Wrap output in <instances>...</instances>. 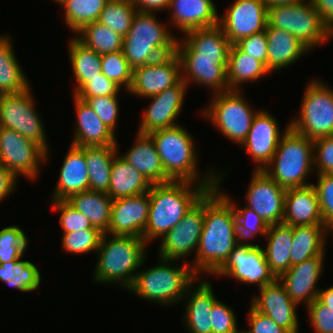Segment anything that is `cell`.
Segmentation results:
<instances>
[{"label": "cell", "instance_id": "cell-1", "mask_svg": "<svg viewBox=\"0 0 333 333\" xmlns=\"http://www.w3.org/2000/svg\"><path fill=\"white\" fill-rule=\"evenodd\" d=\"M221 171L215 188L204 195V225L195 253L193 271L214 274L240 242L232 203L221 193Z\"/></svg>", "mask_w": 333, "mask_h": 333}, {"label": "cell", "instance_id": "cell-2", "mask_svg": "<svg viewBox=\"0 0 333 333\" xmlns=\"http://www.w3.org/2000/svg\"><path fill=\"white\" fill-rule=\"evenodd\" d=\"M215 187L216 185H202L190 181L152 184L148 191L150 206L144 230L145 242L162 238L208 190Z\"/></svg>", "mask_w": 333, "mask_h": 333}, {"label": "cell", "instance_id": "cell-3", "mask_svg": "<svg viewBox=\"0 0 333 333\" xmlns=\"http://www.w3.org/2000/svg\"><path fill=\"white\" fill-rule=\"evenodd\" d=\"M104 233L97 250V262L93 278L99 283H113L128 289L137 269L145 264L147 243L134 236Z\"/></svg>", "mask_w": 333, "mask_h": 333}, {"label": "cell", "instance_id": "cell-4", "mask_svg": "<svg viewBox=\"0 0 333 333\" xmlns=\"http://www.w3.org/2000/svg\"><path fill=\"white\" fill-rule=\"evenodd\" d=\"M161 158L166 175L172 181H190L202 185H217L218 174L213 170L207 171L201 177L198 172V156L195 141L181 125L157 130L148 134Z\"/></svg>", "mask_w": 333, "mask_h": 333}, {"label": "cell", "instance_id": "cell-5", "mask_svg": "<svg viewBox=\"0 0 333 333\" xmlns=\"http://www.w3.org/2000/svg\"><path fill=\"white\" fill-rule=\"evenodd\" d=\"M158 258L160 261L158 265L145 271L138 270L132 285L127 290L141 299L160 303L162 306L179 303L183 300L187 289L192 284L195 285L199 276L186 261L184 265L173 267L176 260Z\"/></svg>", "mask_w": 333, "mask_h": 333}, {"label": "cell", "instance_id": "cell-6", "mask_svg": "<svg viewBox=\"0 0 333 333\" xmlns=\"http://www.w3.org/2000/svg\"><path fill=\"white\" fill-rule=\"evenodd\" d=\"M156 18L154 12L137 11L123 37L122 52L132 69L175 53L177 38Z\"/></svg>", "mask_w": 333, "mask_h": 333}, {"label": "cell", "instance_id": "cell-7", "mask_svg": "<svg viewBox=\"0 0 333 333\" xmlns=\"http://www.w3.org/2000/svg\"><path fill=\"white\" fill-rule=\"evenodd\" d=\"M275 154L263 171L284 189L312 185L306 180L314 170L313 140L287 124Z\"/></svg>", "mask_w": 333, "mask_h": 333}, {"label": "cell", "instance_id": "cell-8", "mask_svg": "<svg viewBox=\"0 0 333 333\" xmlns=\"http://www.w3.org/2000/svg\"><path fill=\"white\" fill-rule=\"evenodd\" d=\"M268 25L291 33L309 50L333 38L312 0L268 7Z\"/></svg>", "mask_w": 333, "mask_h": 333}, {"label": "cell", "instance_id": "cell-9", "mask_svg": "<svg viewBox=\"0 0 333 333\" xmlns=\"http://www.w3.org/2000/svg\"><path fill=\"white\" fill-rule=\"evenodd\" d=\"M241 90L213 94L202 115L219 129L231 142L242 144L259 110L247 103Z\"/></svg>", "mask_w": 333, "mask_h": 333}, {"label": "cell", "instance_id": "cell-10", "mask_svg": "<svg viewBox=\"0 0 333 333\" xmlns=\"http://www.w3.org/2000/svg\"><path fill=\"white\" fill-rule=\"evenodd\" d=\"M302 98L299 117L291 119L290 127L311 140L333 135L332 87L313 79Z\"/></svg>", "mask_w": 333, "mask_h": 333}, {"label": "cell", "instance_id": "cell-11", "mask_svg": "<svg viewBox=\"0 0 333 333\" xmlns=\"http://www.w3.org/2000/svg\"><path fill=\"white\" fill-rule=\"evenodd\" d=\"M31 89L18 94H0V127L12 129L40 145L46 151L47 161L50 148L42 117L35 109V97Z\"/></svg>", "mask_w": 333, "mask_h": 333}, {"label": "cell", "instance_id": "cell-12", "mask_svg": "<svg viewBox=\"0 0 333 333\" xmlns=\"http://www.w3.org/2000/svg\"><path fill=\"white\" fill-rule=\"evenodd\" d=\"M240 241L230 253L225 263L213 274L228 277L248 284H256L259 289L274 282L277 278L271 272L260 244ZM254 243V244H253Z\"/></svg>", "mask_w": 333, "mask_h": 333}, {"label": "cell", "instance_id": "cell-13", "mask_svg": "<svg viewBox=\"0 0 333 333\" xmlns=\"http://www.w3.org/2000/svg\"><path fill=\"white\" fill-rule=\"evenodd\" d=\"M46 162V151L18 132L0 127V165L15 176L34 180L39 177L40 163Z\"/></svg>", "mask_w": 333, "mask_h": 333}, {"label": "cell", "instance_id": "cell-14", "mask_svg": "<svg viewBox=\"0 0 333 333\" xmlns=\"http://www.w3.org/2000/svg\"><path fill=\"white\" fill-rule=\"evenodd\" d=\"M204 225V196L186 213L182 220L162 238L160 258L183 260L198 248Z\"/></svg>", "mask_w": 333, "mask_h": 333}, {"label": "cell", "instance_id": "cell-15", "mask_svg": "<svg viewBox=\"0 0 333 333\" xmlns=\"http://www.w3.org/2000/svg\"><path fill=\"white\" fill-rule=\"evenodd\" d=\"M268 6L264 0H235L218 25L223 29L231 45L243 38L266 30Z\"/></svg>", "mask_w": 333, "mask_h": 333}, {"label": "cell", "instance_id": "cell-16", "mask_svg": "<svg viewBox=\"0 0 333 333\" xmlns=\"http://www.w3.org/2000/svg\"><path fill=\"white\" fill-rule=\"evenodd\" d=\"M181 79L180 60L178 55L173 53L155 62L134 68L128 92L146 99L162 93Z\"/></svg>", "mask_w": 333, "mask_h": 333}, {"label": "cell", "instance_id": "cell-17", "mask_svg": "<svg viewBox=\"0 0 333 333\" xmlns=\"http://www.w3.org/2000/svg\"><path fill=\"white\" fill-rule=\"evenodd\" d=\"M286 189L263 170H255L246 192V207L253 209L268 225L281 224L284 217Z\"/></svg>", "mask_w": 333, "mask_h": 333}, {"label": "cell", "instance_id": "cell-18", "mask_svg": "<svg viewBox=\"0 0 333 333\" xmlns=\"http://www.w3.org/2000/svg\"><path fill=\"white\" fill-rule=\"evenodd\" d=\"M187 84L181 79L176 85L165 89L162 93L147 97L152 99L142 115L138 132H151L178 125L175 121L184 104Z\"/></svg>", "mask_w": 333, "mask_h": 333}, {"label": "cell", "instance_id": "cell-19", "mask_svg": "<svg viewBox=\"0 0 333 333\" xmlns=\"http://www.w3.org/2000/svg\"><path fill=\"white\" fill-rule=\"evenodd\" d=\"M149 206L148 192L113 200L110 224L106 233L144 239Z\"/></svg>", "mask_w": 333, "mask_h": 333}, {"label": "cell", "instance_id": "cell-20", "mask_svg": "<svg viewBox=\"0 0 333 333\" xmlns=\"http://www.w3.org/2000/svg\"><path fill=\"white\" fill-rule=\"evenodd\" d=\"M282 136L279 124L272 114L260 109L252 121L246 139L241 144L252 156L253 161L257 162L255 170H263L271 161Z\"/></svg>", "mask_w": 333, "mask_h": 333}, {"label": "cell", "instance_id": "cell-21", "mask_svg": "<svg viewBox=\"0 0 333 333\" xmlns=\"http://www.w3.org/2000/svg\"><path fill=\"white\" fill-rule=\"evenodd\" d=\"M324 256L325 254H320L295 264L277 278L298 306L303 302L307 307L317 299L320 290L317 282L324 270Z\"/></svg>", "mask_w": 333, "mask_h": 333}, {"label": "cell", "instance_id": "cell-22", "mask_svg": "<svg viewBox=\"0 0 333 333\" xmlns=\"http://www.w3.org/2000/svg\"><path fill=\"white\" fill-rule=\"evenodd\" d=\"M259 291L260 294L252 298L250 305L290 333H299L296 314L298 305L289 297L279 280L264 285Z\"/></svg>", "mask_w": 333, "mask_h": 333}, {"label": "cell", "instance_id": "cell-23", "mask_svg": "<svg viewBox=\"0 0 333 333\" xmlns=\"http://www.w3.org/2000/svg\"><path fill=\"white\" fill-rule=\"evenodd\" d=\"M184 35L182 42L177 37L175 53L178 57L228 59L231 44L219 25L189 30Z\"/></svg>", "mask_w": 333, "mask_h": 333}, {"label": "cell", "instance_id": "cell-24", "mask_svg": "<svg viewBox=\"0 0 333 333\" xmlns=\"http://www.w3.org/2000/svg\"><path fill=\"white\" fill-rule=\"evenodd\" d=\"M182 80L189 86L199 84L210 88L214 94L229 91L227 84L228 59L207 57H179ZM192 81V82H191Z\"/></svg>", "mask_w": 333, "mask_h": 333}, {"label": "cell", "instance_id": "cell-25", "mask_svg": "<svg viewBox=\"0 0 333 333\" xmlns=\"http://www.w3.org/2000/svg\"><path fill=\"white\" fill-rule=\"evenodd\" d=\"M89 190L85 147L70 144L51 201L67 200L71 195Z\"/></svg>", "mask_w": 333, "mask_h": 333}, {"label": "cell", "instance_id": "cell-26", "mask_svg": "<svg viewBox=\"0 0 333 333\" xmlns=\"http://www.w3.org/2000/svg\"><path fill=\"white\" fill-rule=\"evenodd\" d=\"M168 11L172 25L183 34L189 30L212 27L219 22L213 0H171Z\"/></svg>", "mask_w": 333, "mask_h": 333}, {"label": "cell", "instance_id": "cell-27", "mask_svg": "<svg viewBox=\"0 0 333 333\" xmlns=\"http://www.w3.org/2000/svg\"><path fill=\"white\" fill-rule=\"evenodd\" d=\"M74 98L76 127L72 145L78 147L117 145L116 134L109 129L85 101Z\"/></svg>", "mask_w": 333, "mask_h": 333}, {"label": "cell", "instance_id": "cell-28", "mask_svg": "<svg viewBox=\"0 0 333 333\" xmlns=\"http://www.w3.org/2000/svg\"><path fill=\"white\" fill-rule=\"evenodd\" d=\"M290 226L324 225L312 185L286 189L283 222Z\"/></svg>", "mask_w": 333, "mask_h": 333}, {"label": "cell", "instance_id": "cell-29", "mask_svg": "<svg viewBox=\"0 0 333 333\" xmlns=\"http://www.w3.org/2000/svg\"><path fill=\"white\" fill-rule=\"evenodd\" d=\"M197 282L199 283L198 287L194 289L192 284L183 298V301L185 299L186 302L184 305L185 315L182 320L185 321L184 324L189 333H212L210 314L217 297H215L211 282L208 280Z\"/></svg>", "mask_w": 333, "mask_h": 333}, {"label": "cell", "instance_id": "cell-30", "mask_svg": "<svg viewBox=\"0 0 333 333\" xmlns=\"http://www.w3.org/2000/svg\"><path fill=\"white\" fill-rule=\"evenodd\" d=\"M268 54L267 69L272 73L293 65L309 49L295 36L283 29L266 27Z\"/></svg>", "mask_w": 333, "mask_h": 333}, {"label": "cell", "instance_id": "cell-31", "mask_svg": "<svg viewBox=\"0 0 333 333\" xmlns=\"http://www.w3.org/2000/svg\"><path fill=\"white\" fill-rule=\"evenodd\" d=\"M121 157L147 177L152 184L172 181L166 175L155 144L148 134L137 132L133 147Z\"/></svg>", "mask_w": 333, "mask_h": 333}, {"label": "cell", "instance_id": "cell-32", "mask_svg": "<svg viewBox=\"0 0 333 333\" xmlns=\"http://www.w3.org/2000/svg\"><path fill=\"white\" fill-rule=\"evenodd\" d=\"M152 183L118 153L114 156L107 194L113 200L147 193Z\"/></svg>", "mask_w": 333, "mask_h": 333}, {"label": "cell", "instance_id": "cell-33", "mask_svg": "<svg viewBox=\"0 0 333 333\" xmlns=\"http://www.w3.org/2000/svg\"><path fill=\"white\" fill-rule=\"evenodd\" d=\"M268 242L263 248L265 259L271 272L278 278L291 267L290 252L293 241V226L271 224L265 234Z\"/></svg>", "mask_w": 333, "mask_h": 333}, {"label": "cell", "instance_id": "cell-34", "mask_svg": "<svg viewBox=\"0 0 333 333\" xmlns=\"http://www.w3.org/2000/svg\"><path fill=\"white\" fill-rule=\"evenodd\" d=\"M267 75L271 72L262 61L241 51L235 44L230 46L227 66L229 90H240L244 82H256Z\"/></svg>", "mask_w": 333, "mask_h": 333}, {"label": "cell", "instance_id": "cell-35", "mask_svg": "<svg viewBox=\"0 0 333 333\" xmlns=\"http://www.w3.org/2000/svg\"><path fill=\"white\" fill-rule=\"evenodd\" d=\"M76 211L84 214L92 224L106 233L111 219L113 199L105 192L84 191L65 200Z\"/></svg>", "mask_w": 333, "mask_h": 333}, {"label": "cell", "instance_id": "cell-36", "mask_svg": "<svg viewBox=\"0 0 333 333\" xmlns=\"http://www.w3.org/2000/svg\"><path fill=\"white\" fill-rule=\"evenodd\" d=\"M330 232L325 225L293 226L291 266L325 254V239Z\"/></svg>", "mask_w": 333, "mask_h": 333}, {"label": "cell", "instance_id": "cell-37", "mask_svg": "<svg viewBox=\"0 0 333 333\" xmlns=\"http://www.w3.org/2000/svg\"><path fill=\"white\" fill-rule=\"evenodd\" d=\"M11 41L9 35L0 36V94H18L30 88Z\"/></svg>", "mask_w": 333, "mask_h": 333}, {"label": "cell", "instance_id": "cell-38", "mask_svg": "<svg viewBox=\"0 0 333 333\" xmlns=\"http://www.w3.org/2000/svg\"><path fill=\"white\" fill-rule=\"evenodd\" d=\"M118 145L85 147L89 191L108 192L112 162L114 156L119 152Z\"/></svg>", "mask_w": 333, "mask_h": 333}, {"label": "cell", "instance_id": "cell-39", "mask_svg": "<svg viewBox=\"0 0 333 333\" xmlns=\"http://www.w3.org/2000/svg\"><path fill=\"white\" fill-rule=\"evenodd\" d=\"M69 42V57L76 80L75 94L87 81L102 73L101 55L85 47L75 37Z\"/></svg>", "mask_w": 333, "mask_h": 333}, {"label": "cell", "instance_id": "cell-40", "mask_svg": "<svg viewBox=\"0 0 333 333\" xmlns=\"http://www.w3.org/2000/svg\"><path fill=\"white\" fill-rule=\"evenodd\" d=\"M75 34L80 43L100 55L122 50L123 37L98 21L86 24Z\"/></svg>", "mask_w": 333, "mask_h": 333}, {"label": "cell", "instance_id": "cell-41", "mask_svg": "<svg viewBox=\"0 0 333 333\" xmlns=\"http://www.w3.org/2000/svg\"><path fill=\"white\" fill-rule=\"evenodd\" d=\"M109 0H63L59 5L64 9V22L74 33L86 24L98 20Z\"/></svg>", "mask_w": 333, "mask_h": 333}, {"label": "cell", "instance_id": "cell-42", "mask_svg": "<svg viewBox=\"0 0 333 333\" xmlns=\"http://www.w3.org/2000/svg\"><path fill=\"white\" fill-rule=\"evenodd\" d=\"M136 12L131 0H109L97 21L124 37L131 28Z\"/></svg>", "mask_w": 333, "mask_h": 333}, {"label": "cell", "instance_id": "cell-43", "mask_svg": "<svg viewBox=\"0 0 333 333\" xmlns=\"http://www.w3.org/2000/svg\"><path fill=\"white\" fill-rule=\"evenodd\" d=\"M28 246V237L18 226L11 225L0 230V264L18 261Z\"/></svg>", "mask_w": 333, "mask_h": 333}, {"label": "cell", "instance_id": "cell-44", "mask_svg": "<svg viewBox=\"0 0 333 333\" xmlns=\"http://www.w3.org/2000/svg\"><path fill=\"white\" fill-rule=\"evenodd\" d=\"M222 194L233 205L237 221V234L240 241L248 242L249 238H255L257 234H261L264 238L269 225L253 209L246 206L243 208L238 207L227 194L223 192Z\"/></svg>", "mask_w": 333, "mask_h": 333}, {"label": "cell", "instance_id": "cell-45", "mask_svg": "<svg viewBox=\"0 0 333 333\" xmlns=\"http://www.w3.org/2000/svg\"><path fill=\"white\" fill-rule=\"evenodd\" d=\"M102 74L120 87L129 90L132 83L133 69L130 67L122 50L101 55Z\"/></svg>", "mask_w": 333, "mask_h": 333}, {"label": "cell", "instance_id": "cell-46", "mask_svg": "<svg viewBox=\"0 0 333 333\" xmlns=\"http://www.w3.org/2000/svg\"><path fill=\"white\" fill-rule=\"evenodd\" d=\"M104 232L99 228H86L62 234V248L71 254L97 252Z\"/></svg>", "mask_w": 333, "mask_h": 333}, {"label": "cell", "instance_id": "cell-47", "mask_svg": "<svg viewBox=\"0 0 333 333\" xmlns=\"http://www.w3.org/2000/svg\"><path fill=\"white\" fill-rule=\"evenodd\" d=\"M10 278L5 283L23 293L38 290L41 284L40 271L28 260L11 261Z\"/></svg>", "mask_w": 333, "mask_h": 333}, {"label": "cell", "instance_id": "cell-48", "mask_svg": "<svg viewBox=\"0 0 333 333\" xmlns=\"http://www.w3.org/2000/svg\"><path fill=\"white\" fill-rule=\"evenodd\" d=\"M92 108L100 120L115 133L119 117L118 96L77 97Z\"/></svg>", "mask_w": 333, "mask_h": 333}, {"label": "cell", "instance_id": "cell-49", "mask_svg": "<svg viewBox=\"0 0 333 333\" xmlns=\"http://www.w3.org/2000/svg\"><path fill=\"white\" fill-rule=\"evenodd\" d=\"M316 184L312 183L320 204L324 225L333 231V174H317Z\"/></svg>", "mask_w": 333, "mask_h": 333}, {"label": "cell", "instance_id": "cell-50", "mask_svg": "<svg viewBox=\"0 0 333 333\" xmlns=\"http://www.w3.org/2000/svg\"><path fill=\"white\" fill-rule=\"evenodd\" d=\"M56 212H60V225L63 233L76 232L86 228H97L92 226L89 219L81 212L72 208L65 200L51 201Z\"/></svg>", "mask_w": 333, "mask_h": 333}, {"label": "cell", "instance_id": "cell-51", "mask_svg": "<svg viewBox=\"0 0 333 333\" xmlns=\"http://www.w3.org/2000/svg\"><path fill=\"white\" fill-rule=\"evenodd\" d=\"M210 316L212 333H242L238 330L234 310L220 300L213 303Z\"/></svg>", "mask_w": 333, "mask_h": 333}, {"label": "cell", "instance_id": "cell-52", "mask_svg": "<svg viewBox=\"0 0 333 333\" xmlns=\"http://www.w3.org/2000/svg\"><path fill=\"white\" fill-rule=\"evenodd\" d=\"M313 155L317 174H333V135L313 140Z\"/></svg>", "mask_w": 333, "mask_h": 333}, {"label": "cell", "instance_id": "cell-53", "mask_svg": "<svg viewBox=\"0 0 333 333\" xmlns=\"http://www.w3.org/2000/svg\"><path fill=\"white\" fill-rule=\"evenodd\" d=\"M122 88L100 73L87 81L75 94L76 97L118 96Z\"/></svg>", "mask_w": 333, "mask_h": 333}, {"label": "cell", "instance_id": "cell-54", "mask_svg": "<svg viewBox=\"0 0 333 333\" xmlns=\"http://www.w3.org/2000/svg\"><path fill=\"white\" fill-rule=\"evenodd\" d=\"M307 310L315 333H333V309L314 299Z\"/></svg>", "mask_w": 333, "mask_h": 333}, {"label": "cell", "instance_id": "cell-55", "mask_svg": "<svg viewBox=\"0 0 333 333\" xmlns=\"http://www.w3.org/2000/svg\"><path fill=\"white\" fill-rule=\"evenodd\" d=\"M235 45L246 54L262 61L267 67L268 43L265 31L243 38Z\"/></svg>", "mask_w": 333, "mask_h": 333}, {"label": "cell", "instance_id": "cell-56", "mask_svg": "<svg viewBox=\"0 0 333 333\" xmlns=\"http://www.w3.org/2000/svg\"><path fill=\"white\" fill-rule=\"evenodd\" d=\"M248 312L247 318L250 328L248 330H241L242 333H290L283 327L277 325L276 322L267 315L255 310L251 305Z\"/></svg>", "mask_w": 333, "mask_h": 333}, {"label": "cell", "instance_id": "cell-57", "mask_svg": "<svg viewBox=\"0 0 333 333\" xmlns=\"http://www.w3.org/2000/svg\"><path fill=\"white\" fill-rule=\"evenodd\" d=\"M17 178L9 169L0 165V202L16 189Z\"/></svg>", "mask_w": 333, "mask_h": 333}, {"label": "cell", "instance_id": "cell-58", "mask_svg": "<svg viewBox=\"0 0 333 333\" xmlns=\"http://www.w3.org/2000/svg\"><path fill=\"white\" fill-rule=\"evenodd\" d=\"M137 11L154 12L167 10L171 0H131ZM157 10V11H156Z\"/></svg>", "mask_w": 333, "mask_h": 333}, {"label": "cell", "instance_id": "cell-59", "mask_svg": "<svg viewBox=\"0 0 333 333\" xmlns=\"http://www.w3.org/2000/svg\"><path fill=\"white\" fill-rule=\"evenodd\" d=\"M319 17L333 31V0H312Z\"/></svg>", "mask_w": 333, "mask_h": 333}, {"label": "cell", "instance_id": "cell-60", "mask_svg": "<svg viewBox=\"0 0 333 333\" xmlns=\"http://www.w3.org/2000/svg\"><path fill=\"white\" fill-rule=\"evenodd\" d=\"M317 299L330 309H333V285L328 289H320Z\"/></svg>", "mask_w": 333, "mask_h": 333}, {"label": "cell", "instance_id": "cell-61", "mask_svg": "<svg viewBox=\"0 0 333 333\" xmlns=\"http://www.w3.org/2000/svg\"><path fill=\"white\" fill-rule=\"evenodd\" d=\"M10 274H11V261L10 262H4L0 264V280L3 282H7L10 280Z\"/></svg>", "mask_w": 333, "mask_h": 333}, {"label": "cell", "instance_id": "cell-62", "mask_svg": "<svg viewBox=\"0 0 333 333\" xmlns=\"http://www.w3.org/2000/svg\"><path fill=\"white\" fill-rule=\"evenodd\" d=\"M304 0H264L265 4L270 6L285 5V4H294Z\"/></svg>", "mask_w": 333, "mask_h": 333}, {"label": "cell", "instance_id": "cell-63", "mask_svg": "<svg viewBox=\"0 0 333 333\" xmlns=\"http://www.w3.org/2000/svg\"><path fill=\"white\" fill-rule=\"evenodd\" d=\"M57 4H60L63 0H54Z\"/></svg>", "mask_w": 333, "mask_h": 333}]
</instances>
